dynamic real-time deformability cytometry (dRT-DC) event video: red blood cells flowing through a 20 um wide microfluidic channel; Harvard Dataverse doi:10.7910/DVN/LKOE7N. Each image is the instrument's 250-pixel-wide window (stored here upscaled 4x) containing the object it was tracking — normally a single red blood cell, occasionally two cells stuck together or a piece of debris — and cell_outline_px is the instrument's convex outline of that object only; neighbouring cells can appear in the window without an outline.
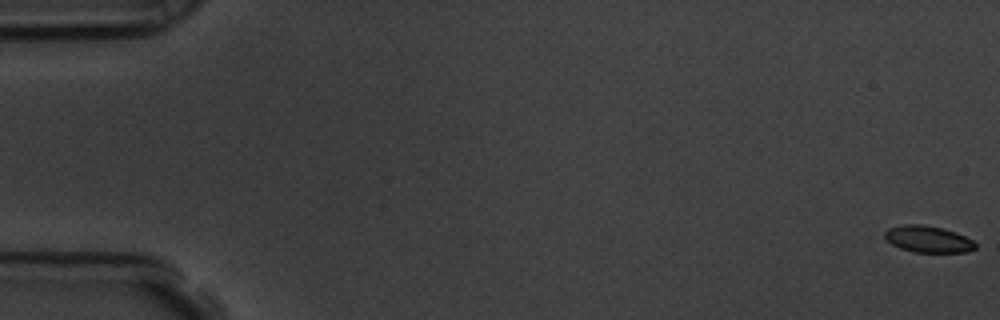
{"species": "common noctule bat (a hibernating species)", "species_latin": "Nyctalus noctula", "temperature_condition": "room temperature", "stored_images_in_passage": 12, "camera_frame_rate_fps": 3000, "um_per_image_px": 0.085, "animal": {"sex": "male", "body_mass_g": 19.5, "forearm_length_mm": 54.6}, "frame": {"image": 1, "passage_image": 1, "time_ms": 0.0, "image_size_px": [1000, 320], "cell_outline_px": [[976, 248], [968, 252], [916, 252], [900, 248], [884, 240], [884, 232], [888, 228], [904, 224], [924, 224], [944, 228], [956, 232], [972, 240], [976, 244]], "centroid_in_image_um": [78.86, 20.31], "position_along_channel_um": 6.1, "area_um2": 14.22}}